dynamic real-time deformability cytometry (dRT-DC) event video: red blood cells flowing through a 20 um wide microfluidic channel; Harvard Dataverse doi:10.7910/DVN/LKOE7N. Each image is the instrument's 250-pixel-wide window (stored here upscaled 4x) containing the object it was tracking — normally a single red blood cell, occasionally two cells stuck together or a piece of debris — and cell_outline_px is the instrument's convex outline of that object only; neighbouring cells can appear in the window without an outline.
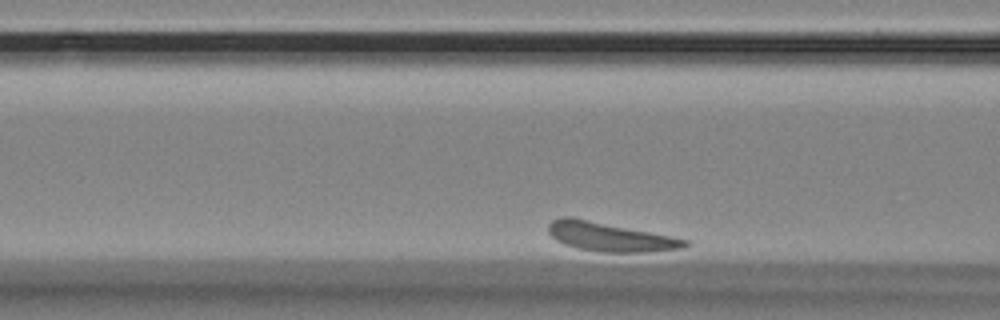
{"species": "Egyptian fruit bat (a non-hibernating species)", "species_latin": "Rousettus aegyptiacus", "temperature_condition": "room temperature", "stored_images_in_passage": 40, "camera_frame_rate_fps": 3000, "um_per_image_px": 0.085, "animal": {"sex": "female"}, "frame": {"image": 1, "passage_image": 7, "time_ms": 2.0, "image_size_px": [1000, 320], "cell_outline_px": [[692, 244], [684, 248], [648, 252], [600, 252], [576, 248], [564, 244], [556, 240], [548, 232], [548, 224], [552, 220], [564, 216], [572, 216], [672, 236], [688, 240]], "centroid_in_image_um": [51.86, 20.13], "position_along_channel_um": 114.7, "area_um2": 23.35}}
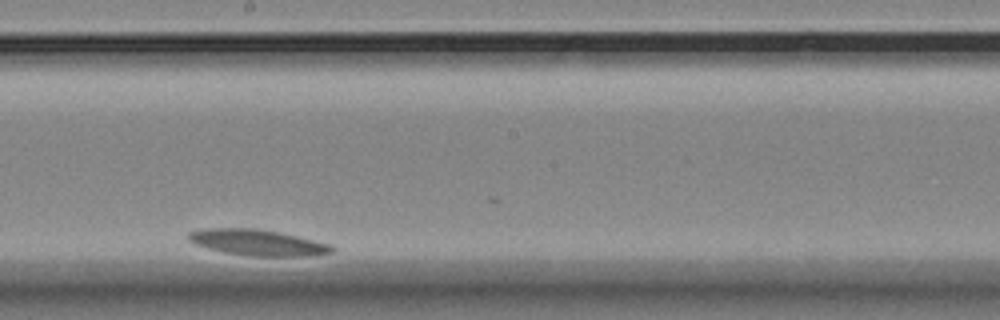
{"frame": {"image": 2, "passage_image": 21, "time_ms": 6.667, "image_size_px": [1000, 320], "cell_outline_px": [[336, 248], [332, 252], [308, 256], [252, 256], [224, 252], [208, 248], [196, 244], [188, 240], [188, 232], [200, 228], [256, 228], [280, 232], [332, 244]], "centroid_in_image_um": [21.9, 20.6], "position_along_channel_um": 226.3, "area_um2": 21.85}}
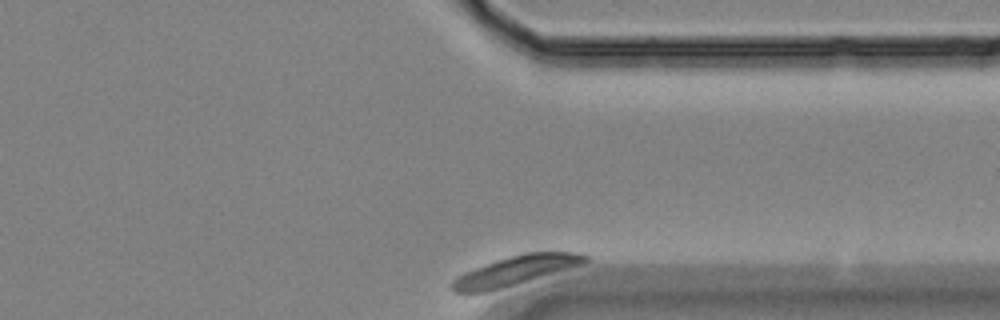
{"frame": {"image": 3, "passage_image": 40, "time_ms": 13.0, "image_size_px": [1000, 320], "cell_outline_px": [[588, 260], [584, 264], [500, 288], [484, 292], [452, 292], [452, 280], [456, 276], [464, 272], [496, 260], [524, 252], [576, 252], [588, 256]], "centroid_in_image_um": [43.81, 22.98], "position_along_channel_um": 367.6, "area_um2": 22.25}}